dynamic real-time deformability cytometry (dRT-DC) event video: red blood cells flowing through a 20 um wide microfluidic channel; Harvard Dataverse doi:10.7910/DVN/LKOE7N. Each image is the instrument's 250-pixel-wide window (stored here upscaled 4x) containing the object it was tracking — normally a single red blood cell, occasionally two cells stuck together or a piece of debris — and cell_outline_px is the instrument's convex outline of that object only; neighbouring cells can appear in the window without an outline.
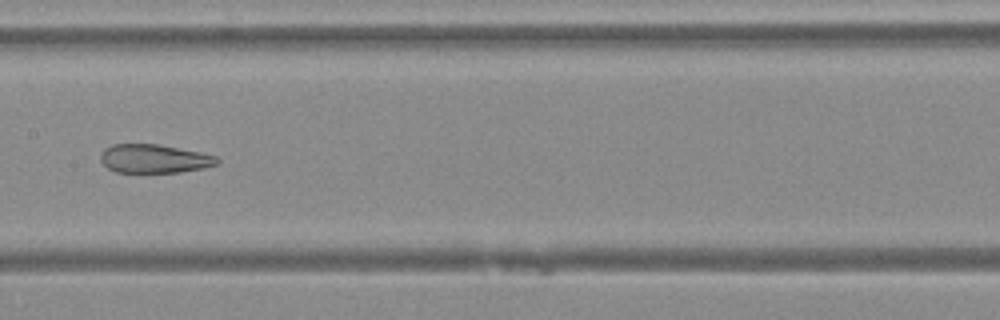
{"species": "Egyptian fruit bat (a non-hibernating species)", "species_latin": "Rousettus aegyptiacus", "temperature_condition": "warm", "stored_images_in_passage": 46, "camera_frame_rate_fps": 3000, "um_per_image_px": 0.085, "animal": {"sex": "female"}, "frame": {"image": 1, "passage_image": 22, "time_ms": 7.0, "image_size_px": [1000, 320], "cell_outline_px": [[220, 164], [204, 168], [180, 172], [116, 172], [108, 168], [100, 160], [100, 156], [104, 148], [112, 144], [156, 144], [200, 152], [216, 156], [220, 160]], "centroid_in_image_um": [13.12, 13.49], "position_along_channel_um": 194.3, "area_um2": 19.48}}
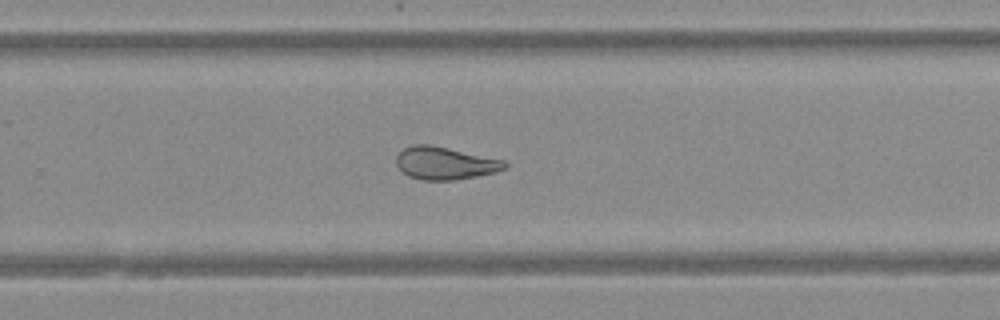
{"frame": {"image": 2, "passage_image": 29, "time_ms": 9.333, "image_size_px": [1000, 320], "cell_outline_px": [[508, 168], [496, 172], [476, 176], [452, 180], [424, 180], [408, 176], [396, 164], [396, 156], [404, 148], [412, 144], [428, 144], [448, 148], [504, 160], [508, 164]], "centroid_in_image_um": [37.83, 13.87], "position_along_channel_um": 292.0, "area_um2": 20.52}}
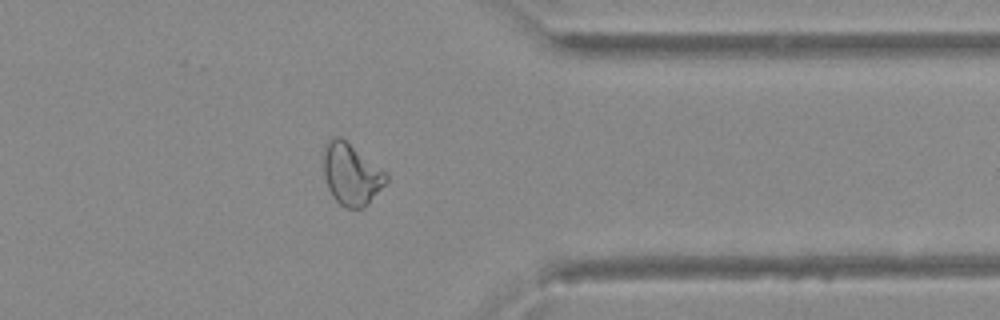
{"frame": {"image": 3, "passage_image": 36, "time_ms": 11.667, "image_size_px": [1000, 320], "cell_outline_px": [[388, 180], [368, 204], [364, 208], [344, 208], [332, 196], [328, 188], [324, 176], [324, 144], [328, 140], [336, 136], [340, 136], [388, 172]], "centroid_in_image_um": [29.87, 14.81], "position_along_channel_um": 381.5, "area_um2": 22.66}}